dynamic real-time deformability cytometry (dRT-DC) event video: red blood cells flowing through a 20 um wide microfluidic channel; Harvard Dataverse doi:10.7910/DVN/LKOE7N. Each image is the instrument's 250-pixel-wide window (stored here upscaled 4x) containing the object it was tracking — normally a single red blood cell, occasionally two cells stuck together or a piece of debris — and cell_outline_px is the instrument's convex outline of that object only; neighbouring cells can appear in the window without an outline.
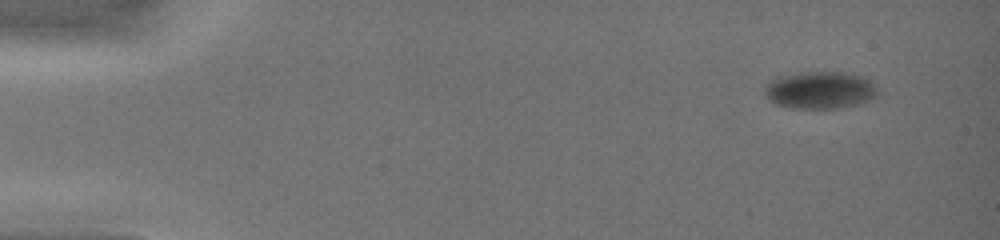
{"species": "common noctule bat (a hibernating species)", "species_latin": "Nyctalus noctula", "temperature_condition": "warm", "stored_images_in_passage": 24, "camera_frame_rate_fps": 3000, "um_per_image_px": 0.085, "animal": {"sex": "female", "body_mass_g": 19.0, "forearm_length_mm": 51.5}, "frame": {"image": 1, "passage_image": 1, "time_ms": 0.0, "image_size_px": [1000, 240], "cell_outline_px": [[880, 92], [876, 96], [860, 104], [840, 108], [792, 108], [776, 104], [764, 92], [764, 84], [768, 80], [776, 76], [804, 72], [844, 72], [860, 76], [868, 80]], "centroid_in_image_um": [69.67, 7.65], "position_along_channel_um": 15.3, "area_um2": 24.62}}
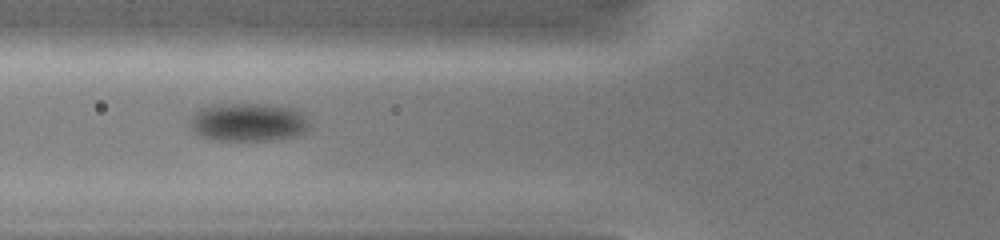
{"frame": {"image": 2, "passage_image": 17, "time_ms": 5.333, "image_size_px": [1000, 240], "cell_outline_px": [[308, 128], [304, 136], [268, 140], [216, 140], [200, 136], [192, 128], [192, 116], [200, 108], [220, 104], [268, 104], [292, 108], [300, 112], [308, 120]], "centroid_in_image_um": [21.16, 10.4], "position_along_channel_um": 104.6, "area_um2": 26.59}}
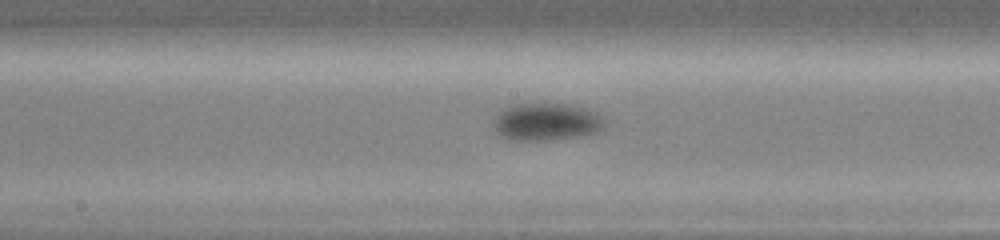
{"frame": {"image": 3, "passage_image": 23, "time_ms": 7.667, "image_size_px": [1000, 240], "cell_outline_px": [[604, 128], [596, 132], [580, 136], [548, 140], [512, 140], [500, 136], [492, 128], [492, 120], [500, 108], [508, 104], [564, 104], [584, 108], [596, 112], [604, 116]], "centroid_in_image_um": [46.37, 10.35], "position_along_channel_um": 201.8, "area_um2": 24.68}}